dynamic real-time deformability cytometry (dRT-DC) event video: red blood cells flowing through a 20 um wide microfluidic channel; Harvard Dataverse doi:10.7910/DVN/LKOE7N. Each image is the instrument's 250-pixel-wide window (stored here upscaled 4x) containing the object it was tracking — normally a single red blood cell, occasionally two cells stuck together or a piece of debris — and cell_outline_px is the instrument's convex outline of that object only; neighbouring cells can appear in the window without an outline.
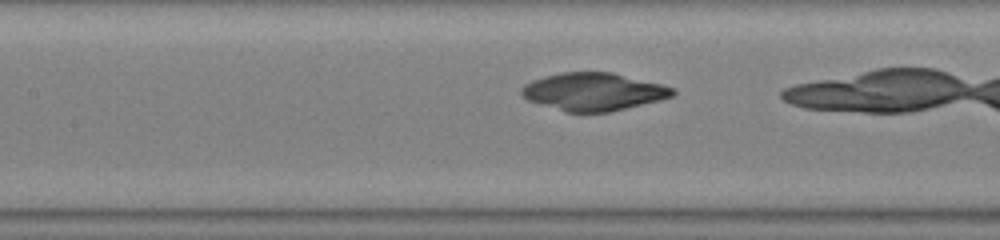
{"species": "common noctule bat (a hibernating species)", "species_latin": "Nyctalus noctula", "temperature_condition": "warm", "stored_images_in_passage": 15, "camera_frame_rate_fps": 3000, "um_per_image_px": 0.085, "animal": {"sex": "male", "body_mass_g": 19.0, "forearm_length_mm": 50.8}, "frame": {"image": 1, "passage_image": 13, "time_ms": 4.0, "image_size_px": [1000, 240], "cell_outline_px": [[676, 92], [672, 96], [660, 100], [608, 112], [564, 112], [528, 100], [520, 92], [520, 88], [524, 84], [532, 80], [544, 76], [560, 72], [612, 72], [676, 88]], "centroid_in_image_um": [50.42, 7.79], "position_along_channel_um": 157.0, "area_um2": 33.18}}